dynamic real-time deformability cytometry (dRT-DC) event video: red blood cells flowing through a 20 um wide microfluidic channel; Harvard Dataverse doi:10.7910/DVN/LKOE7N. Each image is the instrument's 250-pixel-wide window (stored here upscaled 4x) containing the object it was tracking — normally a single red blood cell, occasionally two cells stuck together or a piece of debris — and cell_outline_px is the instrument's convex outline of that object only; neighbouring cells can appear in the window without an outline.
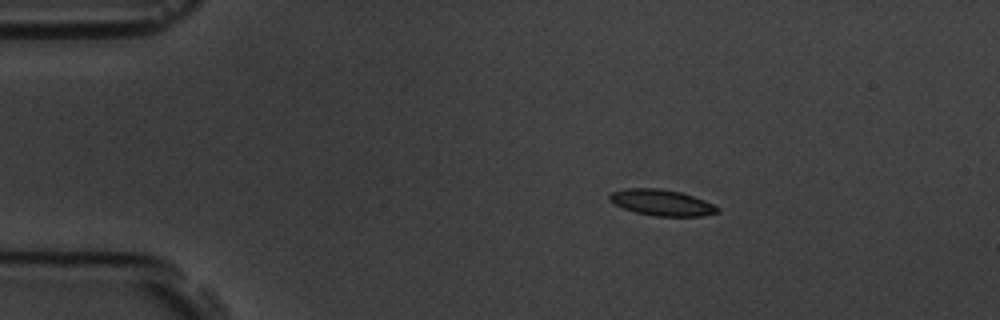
{"species": "common noctule bat (a hibernating species)", "species_latin": "Nyctalus noctula", "temperature_condition": "room temperature", "stored_images_in_passage": 3, "camera_frame_rate_fps": 3000, "um_per_image_px": 0.085, "animal": {"sex": "male", "body_mass_g": 19.5, "forearm_length_mm": 54.6}, "frame": {"image": 1, "passage_image": 1, "time_ms": 0.0, "image_size_px": [1000, 320], "cell_outline_px": [[720, 212], [704, 216], [656, 216], [636, 212], [624, 208], [608, 200], [608, 196], [612, 192], [624, 188], [660, 188], [680, 192], [704, 200], [720, 208]], "centroid_in_image_um": [56.25, 17.22], "position_along_channel_um": 28.7, "area_um2": 16.36}}